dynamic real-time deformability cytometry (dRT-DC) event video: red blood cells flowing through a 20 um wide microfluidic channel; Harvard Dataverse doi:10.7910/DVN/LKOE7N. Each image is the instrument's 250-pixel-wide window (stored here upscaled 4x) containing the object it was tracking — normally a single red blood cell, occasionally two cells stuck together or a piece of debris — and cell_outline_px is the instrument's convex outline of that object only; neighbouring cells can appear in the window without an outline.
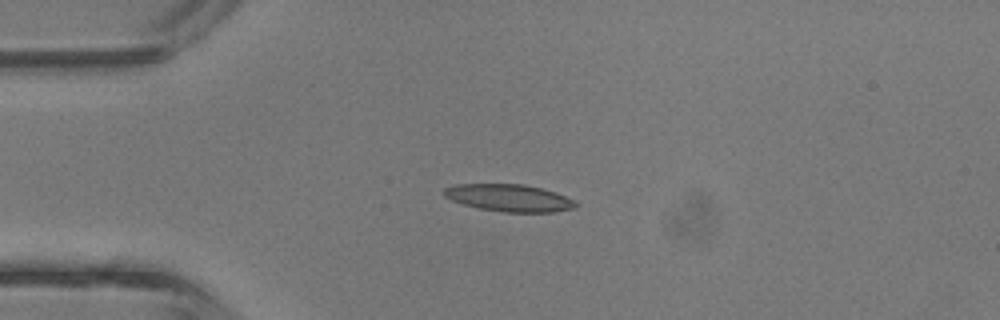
{"species": "common noctule bat (a hibernating species)", "species_latin": "Nyctalus noctula", "temperature_condition": "room temperature", "stored_images_in_passage": 3, "camera_frame_rate_fps": 3000, "um_per_image_px": 0.085, "animal": {"sex": "male", "body_mass_g": 13.3}, "frame": {"image": 1, "passage_image": 3, "time_ms": 0.667, "image_size_px": [1000, 320], "cell_outline_px": [[576, 208], [552, 212], [504, 212], [480, 208], [464, 204], [452, 200], [444, 196], [440, 192], [444, 188], [456, 184], [524, 184], [556, 192], [576, 200]], "centroid_in_image_um": [43.27, 16.81], "position_along_channel_um": 41.7, "area_um2": 20.92}}